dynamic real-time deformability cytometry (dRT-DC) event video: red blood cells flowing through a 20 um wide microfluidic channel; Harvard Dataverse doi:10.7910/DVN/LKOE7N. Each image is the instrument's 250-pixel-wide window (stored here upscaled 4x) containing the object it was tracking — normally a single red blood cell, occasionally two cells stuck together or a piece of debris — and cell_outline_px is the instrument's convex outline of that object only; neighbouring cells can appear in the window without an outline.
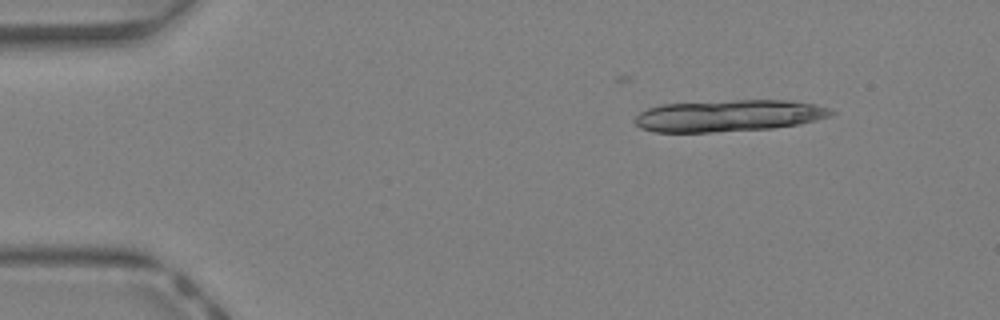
{"species": "Egyptian fruit bat (a non-hibernating species)", "species_latin": "Rousettus aegyptiacus", "temperature_condition": "warm", "stored_images_in_passage": 14, "camera_frame_rate_fps": 3000, "um_per_image_px": 0.085, "animal": {"sex": "female"}, "frame": {"image": 1, "passage_image": 5, "time_ms": 1.333, "image_size_px": [1000, 320], "cell_outline_px": [[836, 112], [832, 116], [800, 124], [772, 128], [712, 132], [656, 132], [640, 128], [636, 124], [636, 116], [640, 112], [648, 108], [660, 104], [736, 100], [788, 100], [816, 104], [832, 108]], "centroid_in_image_um": [61.99, 9.83], "position_along_channel_um": 23.0, "area_um2": 36.47}}